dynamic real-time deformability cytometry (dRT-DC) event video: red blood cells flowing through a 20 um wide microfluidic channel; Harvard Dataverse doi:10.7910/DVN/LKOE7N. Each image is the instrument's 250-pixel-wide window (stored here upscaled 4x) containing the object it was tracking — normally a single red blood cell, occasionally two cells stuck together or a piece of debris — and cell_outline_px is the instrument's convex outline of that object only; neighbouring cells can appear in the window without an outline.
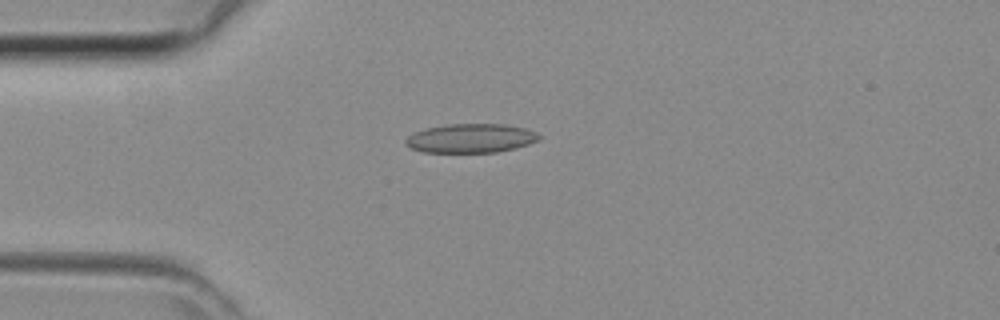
{"species": "common noctule bat (a hibernating species)", "species_latin": "Nyctalus noctula", "temperature_condition": "room temperature", "stored_images_in_passage": 33, "camera_frame_rate_fps": 3000, "um_per_image_px": 0.085, "animal": {"sex": "female", "body_mass_g": 29.2, "forearm_length_mm": 56.3}, "frame": {"image": 1, "passage_image": 1, "time_ms": 0.0, "image_size_px": [1000, 320], "cell_outline_px": [[540, 136], [536, 140], [528, 144], [516, 148], [496, 152], [424, 152], [412, 148], [404, 144], [404, 140], [408, 136], [424, 128], [448, 124], [504, 124], [524, 128], [536, 132]], "centroid_in_image_um": [39.98, 11.75], "position_along_channel_um": 45.0, "area_um2": 22.43}}
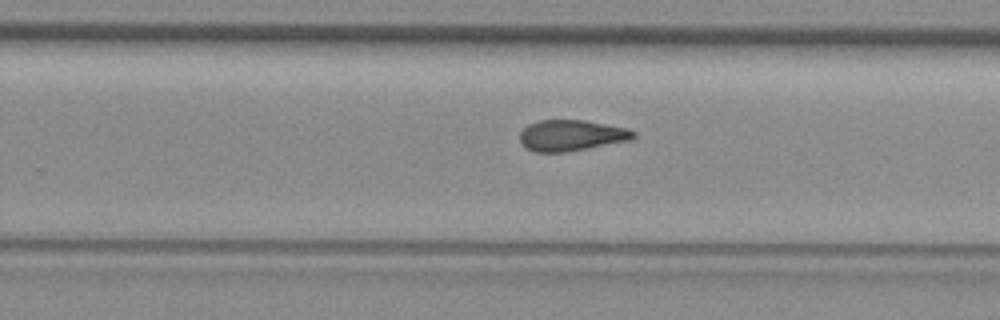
{"frame": {"image": 2, "passage_image": 17, "time_ms": 5.333, "image_size_px": [1000, 320], "cell_outline_px": [[636, 136], [632, 140], [588, 148], [564, 152], [536, 152], [528, 148], [520, 140], [520, 132], [528, 124], [540, 120], [584, 120], [628, 128], [636, 132]], "centroid_in_image_um": [48.6, 11.5], "position_along_channel_um": 281.2, "area_um2": 20.46}}
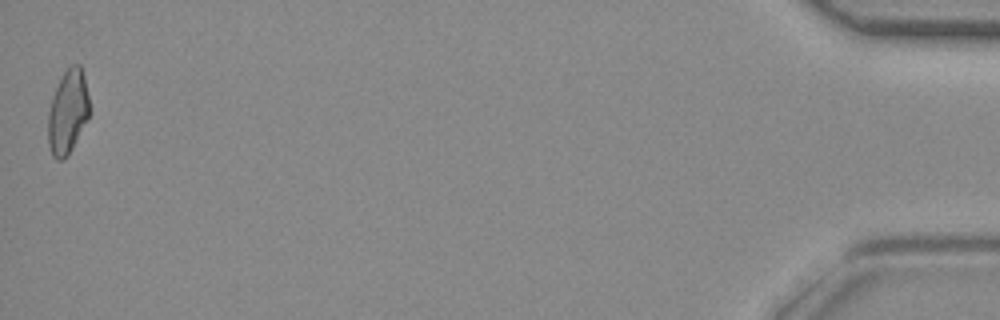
{"frame": {"image": 3, "passage_image": 33, "time_ms": 10.667, "image_size_px": [1000, 320], "cell_outline_px": [[92, 112], [68, 156], [64, 160], [56, 160], [52, 156], [48, 144], [48, 112], [52, 96], [64, 72], [72, 64], [80, 64], [84, 76]], "centroid_in_image_um": [5.78, 9.55], "position_along_channel_um": 429.4, "area_um2": 20.58}}